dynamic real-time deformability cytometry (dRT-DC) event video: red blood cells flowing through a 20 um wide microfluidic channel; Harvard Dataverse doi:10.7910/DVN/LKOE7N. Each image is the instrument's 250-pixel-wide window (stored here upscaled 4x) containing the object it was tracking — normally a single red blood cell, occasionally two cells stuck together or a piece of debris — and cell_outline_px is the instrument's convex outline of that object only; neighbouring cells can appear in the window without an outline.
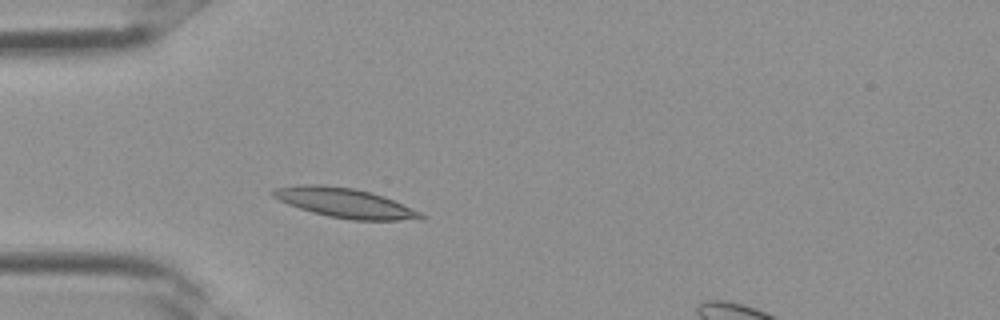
{"species": "Egyptian fruit bat (a non-hibernating species)", "species_latin": "Rousettus aegyptiacus", "temperature_condition": "room temperature", "stored_images_in_passage": 1, "camera_frame_rate_fps": 3000, "um_per_image_px": 0.085, "frame": {"image": 1, "passage_image": 1, "time_ms": 0.0, "image_size_px": [1000, 320], "cell_outline_px": [[428, 216], [424, 220], [352, 220], [328, 216], [312, 212], [288, 204], [272, 196], [272, 192], [276, 188], [300, 184], [320, 184], [356, 188], [372, 192], [384, 196], [424, 212]], "centroid_in_image_um": [29.43, 17.25], "position_along_channel_um": 55.6, "area_um2": 25.84}}